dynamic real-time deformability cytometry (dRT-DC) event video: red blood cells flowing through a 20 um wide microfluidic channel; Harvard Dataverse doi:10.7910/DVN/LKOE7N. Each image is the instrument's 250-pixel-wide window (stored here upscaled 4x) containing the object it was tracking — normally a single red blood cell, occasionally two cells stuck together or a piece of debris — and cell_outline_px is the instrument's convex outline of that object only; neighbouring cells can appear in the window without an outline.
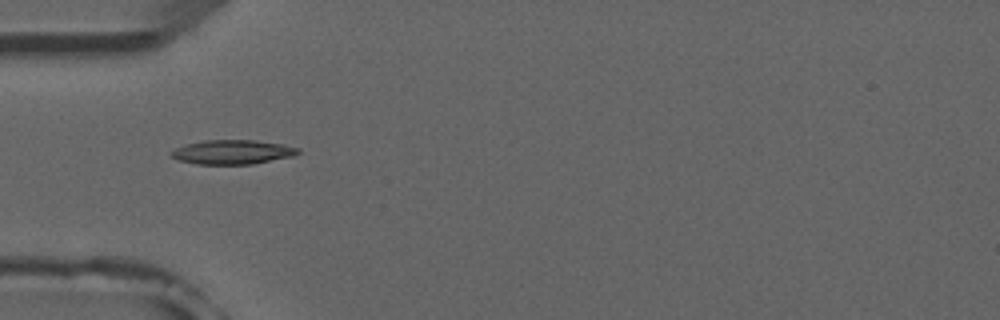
{"species": "common noctule bat (a hibernating species)", "species_latin": "Nyctalus noctula", "temperature_condition": "room temperature", "stored_images_in_passage": 5, "camera_frame_rate_fps": 3000, "um_per_image_px": 0.085, "animal": {"sex": "male", "forearm_length_mm": 52.5}, "frame": {"image": 1, "passage_image": 2, "time_ms": 1.0, "image_size_px": [1000, 320], "cell_outline_px": [[300, 152], [292, 156], [252, 164], [196, 164], [180, 160], [172, 156], [172, 152], [176, 148], [188, 144], [204, 140], [256, 140], [284, 144], [300, 148]], "centroid_in_image_um": [19.82, 12.92], "position_along_channel_um": 65.2, "area_um2": 17.74}}
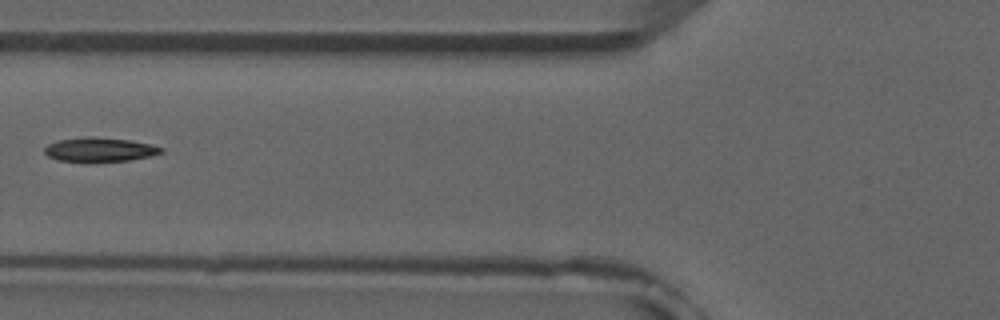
{"frame": {"image": 2, "passage_image": 3, "time_ms": 2.333, "image_size_px": [1000, 320], "cell_outline_px": [[164, 152], [152, 156], [128, 160], [96, 164], [84, 164], [56, 160], [48, 156], [44, 152], [44, 148], [48, 144], [60, 140], [84, 136], [92, 136], [128, 140], [152, 144], [164, 148]], "centroid_in_image_um": [8.46, 12.76], "position_along_channel_um": 117.3, "area_um2": 17.28}}
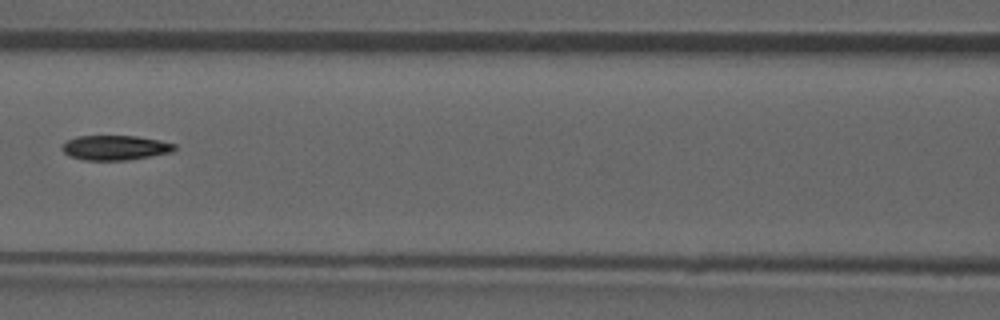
{"frame": {"image": 3, "passage_image": 4, "time_ms": 3.333, "image_size_px": [1000, 320], "cell_outline_px": [[176, 148], [172, 152], [124, 160], [84, 160], [68, 156], [60, 148], [68, 140], [76, 136], [136, 136], [160, 140], [176, 144]], "centroid_in_image_um": [9.77, 12.55], "position_along_channel_um": 156.8, "area_um2": 16.13}}